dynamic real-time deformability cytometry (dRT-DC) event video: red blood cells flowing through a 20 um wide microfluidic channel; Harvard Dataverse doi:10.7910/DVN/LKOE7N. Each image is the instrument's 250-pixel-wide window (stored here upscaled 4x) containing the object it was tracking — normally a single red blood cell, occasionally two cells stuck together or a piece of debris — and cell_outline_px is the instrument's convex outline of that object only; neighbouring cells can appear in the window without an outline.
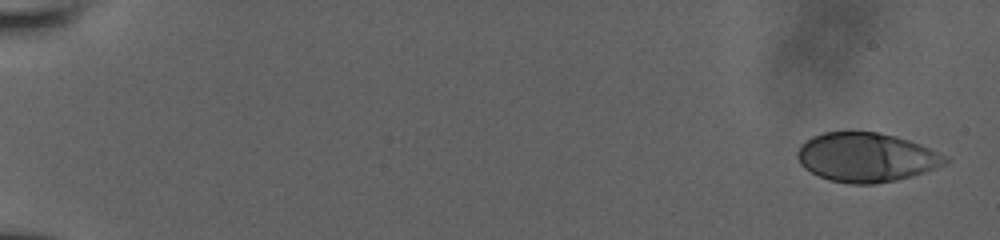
{"species": "human", "species_latin": "Homo sapiens", "temperature_condition": "room temperature", "stored_images_in_passage": 39, "camera_frame_rate_fps": 3000, "um_per_image_px": 0.085, "donor": {"sex": "male"}, "frame": {"image": 1, "passage_image": 1, "time_ms": 0.0, "image_size_px": [1000, 240], "cell_outline_px": [[952, 160], [944, 164], [924, 172], [896, 180], [876, 184], [852, 184], [828, 180], [804, 168], [800, 164], [796, 156], [796, 152], [800, 144], [812, 136], [824, 132], [876, 132], [896, 136], [920, 144]], "centroid_in_image_um": [73.58, 13.37], "position_along_channel_um": 11.4, "area_um2": 42.19}}
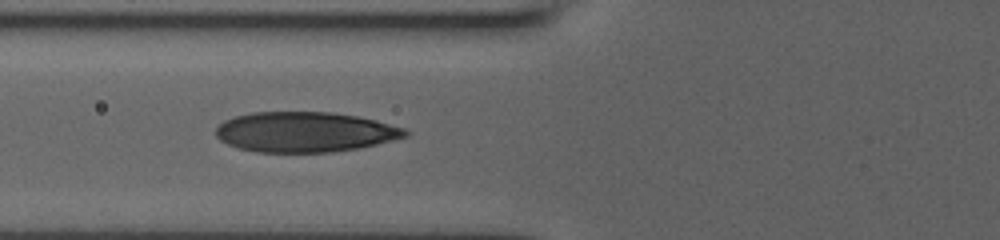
{"frame": {"image": 2, "passage_image": 20, "time_ms": 7.0, "image_size_px": [1000, 240], "cell_outline_px": [[408, 136], [360, 148], [332, 152], [256, 152], [240, 148], [228, 144], [220, 140], [216, 136], [216, 128], [224, 120], [236, 116], [252, 112], [332, 112], [356, 116], [376, 120], [404, 128], [408, 132]], "centroid_in_image_um": [25.91, 11.22], "position_along_channel_um": 99.9, "area_um2": 44.27}}
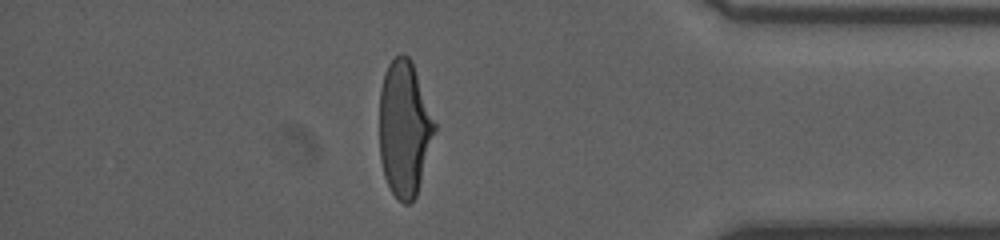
{"frame": {"image": 3, "passage_image": 35, "time_ms": 15.0, "image_size_px": [1000, 240], "cell_outline_px": [[436, 128], [416, 196], [408, 204], [404, 204], [392, 192], [384, 176], [380, 160], [380, 88], [384, 72], [388, 64], [400, 52], [404, 52], [412, 60], [436, 124]], "centroid_in_image_um": [34.36, 10.88], "position_along_channel_um": 400.8, "area_um2": 43.52}}